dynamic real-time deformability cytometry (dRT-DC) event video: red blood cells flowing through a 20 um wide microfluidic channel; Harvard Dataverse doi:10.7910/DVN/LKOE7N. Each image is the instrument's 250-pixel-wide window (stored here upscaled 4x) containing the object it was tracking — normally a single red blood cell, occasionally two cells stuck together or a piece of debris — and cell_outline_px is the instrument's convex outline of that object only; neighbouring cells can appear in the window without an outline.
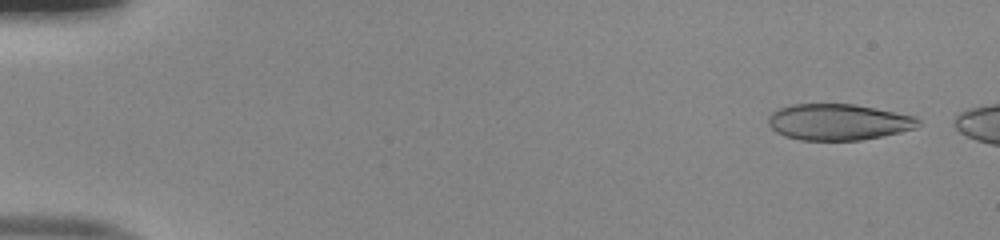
{"species": "human", "species_latin": "Homo sapiens", "temperature_condition": "room temperature", "stored_images_in_passage": 13, "camera_frame_rate_fps": 3000, "um_per_image_px": 0.085, "donor": {"sex": "male"}, "frame": {"image": 1, "passage_image": 3, "time_ms": 0.667, "image_size_px": [1000, 240], "cell_outline_px": [[920, 124], [916, 128], [900, 132], [860, 140], [800, 140], [776, 132], [768, 124], [768, 116], [772, 112], [780, 108], [792, 104], [852, 104], [916, 116], [920, 120]], "centroid_in_image_um": [71.26, 10.37], "position_along_channel_um": 13.7, "area_um2": 31.44}}